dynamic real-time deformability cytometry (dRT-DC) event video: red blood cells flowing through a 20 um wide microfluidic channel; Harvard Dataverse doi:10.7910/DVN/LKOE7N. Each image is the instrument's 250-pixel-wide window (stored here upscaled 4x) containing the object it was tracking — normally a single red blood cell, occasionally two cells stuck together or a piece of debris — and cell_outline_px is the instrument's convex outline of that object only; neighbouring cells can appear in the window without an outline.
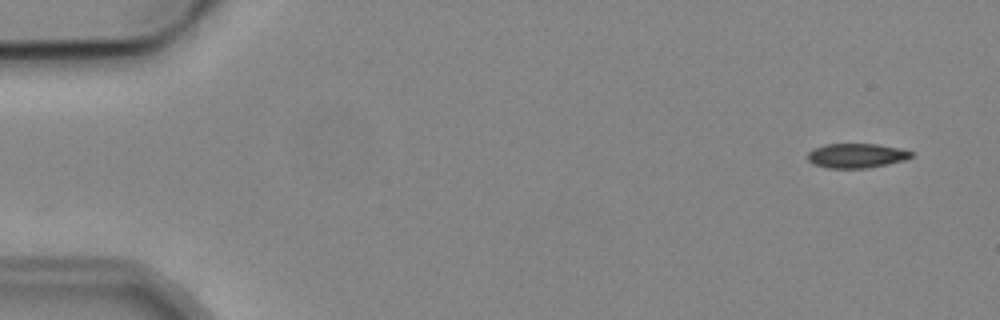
{"species": "common noctule bat (a hibernating species)", "species_latin": "Nyctalus noctula", "temperature_condition": "cold", "stored_images_in_passage": 7, "camera_frame_rate_fps": 3000, "um_per_image_px": 0.085, "animal": {"sex": "male", "body_mass_g": 19.2, "forearm_length_mm": 51.8}, "frame": {"image": 1, "passage_image": 1, "time_ms": 0.0, "image_size_px": [1000, 320], "cell_outline_px": [[912, 156], [904, 160], [868, 168], [828, 168], [812, 164], [808, 160], [808, 152], [824, 144], [876, 144], [896, 148], [912, 152]], "centroid_in_image_um": [72.75, 13.24], "position_along_channel_um": 12.3, "area_um2": 14.57}}
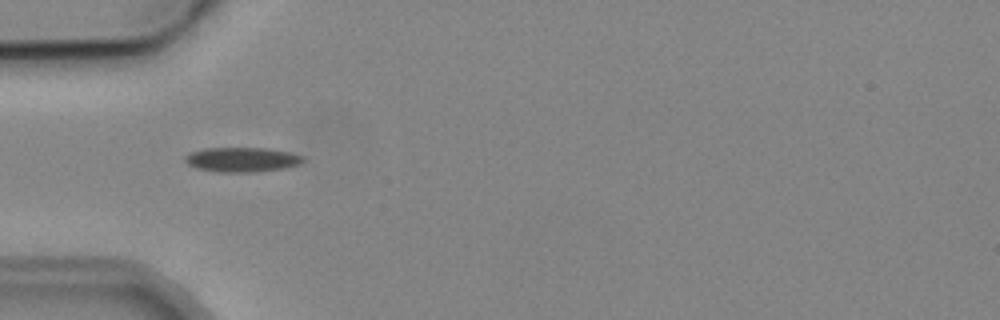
{"frame": {"image": 2, "passage_image": 5, "time_ms": 4.667, "image_size_px": [1000, 320], "cell_outline_px": [[304, 160], [300, 164], [284, 168], [248, 172], [220, 172], [196, 168], [188, 164], [184, 160], [184, 156], [188, 152], [204, 148], [268, 148], [292, 152], [304, 156]], "centroid_in_image_um": [20.56, 13.55], "position_along_channel_um": 64.4, "area_um2": 17.05}}